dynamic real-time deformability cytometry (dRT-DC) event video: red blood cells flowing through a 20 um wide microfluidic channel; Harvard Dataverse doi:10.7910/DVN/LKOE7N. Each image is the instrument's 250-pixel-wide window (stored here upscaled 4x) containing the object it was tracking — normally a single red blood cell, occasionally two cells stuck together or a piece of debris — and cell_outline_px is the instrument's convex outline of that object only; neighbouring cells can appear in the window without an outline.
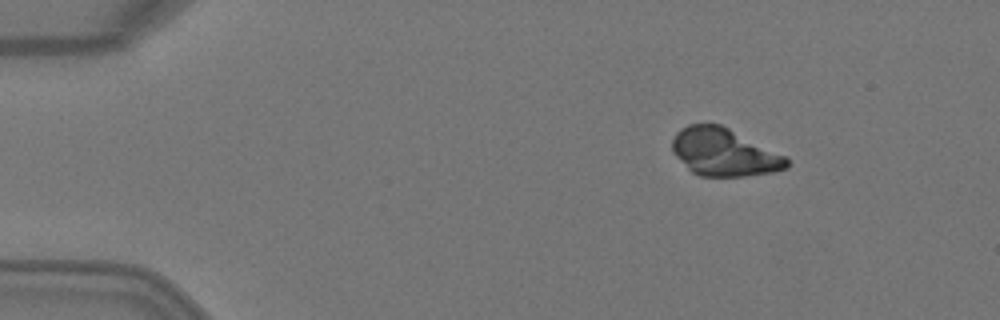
{"species": "Egyptian fruit bat (a non-hibernating species)", "species_latin": "Rousettus aegyptiacus", "temperature_condition": "warm", "stored_images_in_passage": 4, "camera_frame_rate_fps": 3000, "um_per_image_px": 0.085, "animal": {"sex": "female"}, "frame": {"image": 1, "passage_image": 1, "time_ms": 0.0, "image_size_px": [1000, 320], "cell_outline_px": [[788, 168], [772, 172], [744, 176], [700, 176], [692, 172], [672, 152], [672, 140], [676, 132], [680, 128], [688, 124], [720, 124], [788, 156]], "centroid_in_image_um": [61.55, 12.94], "position_along_channel_um": 23.4, "area_um2": 31.85}}
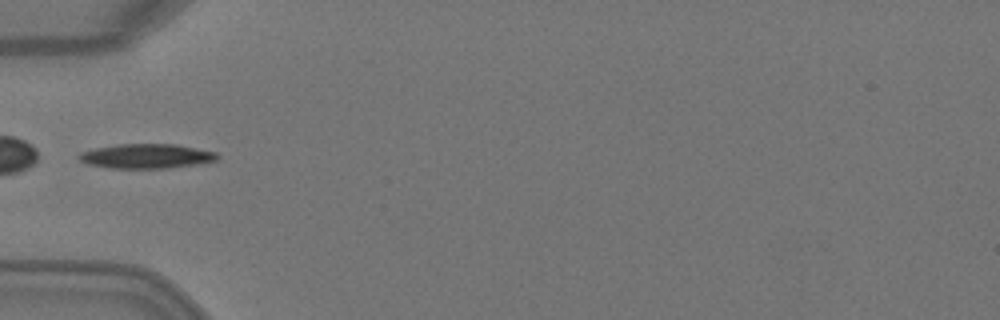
{"frame": {"image": 2, "passage_image": 4, "time_ms": 1.0, "image_size_px": [1000, 320], "cell_outline_px": [[220, 156], [216, 160], [196, 164], [164, 168], [108, 168], [88, 164], [80, 160], [76, 156], [80, 152], [96, 148], [120, 144], [176, 144], [216, 152]], "centroid_in_image_um": [12.42, 13.27], "position_along_channel_um": 72.6, "area_um2": 19.65}}